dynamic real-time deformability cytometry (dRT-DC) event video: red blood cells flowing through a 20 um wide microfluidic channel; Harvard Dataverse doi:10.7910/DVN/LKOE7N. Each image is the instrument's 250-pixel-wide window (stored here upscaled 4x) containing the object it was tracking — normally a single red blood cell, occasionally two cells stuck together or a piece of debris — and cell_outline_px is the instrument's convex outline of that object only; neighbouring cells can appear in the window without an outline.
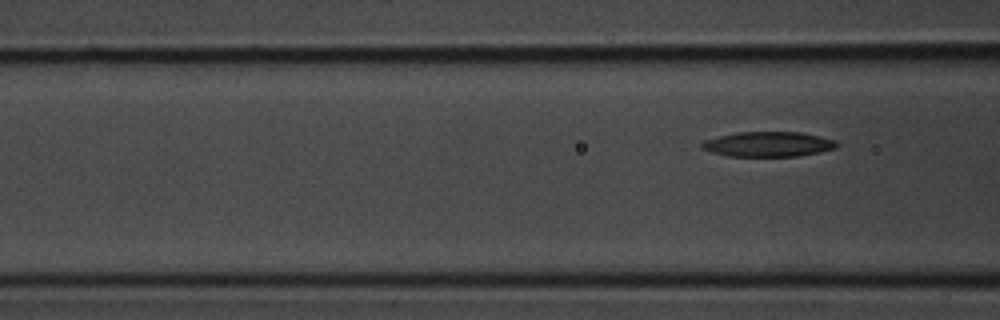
{"species": "common noctule bat (a hibernating species)", "species_latin": "Nyctalus noctula", "temperature_condition": "room temperature", "stored_images_in_passage": 6, "camera_frame_rate_fps": 3000, "um_per_image_px": 0.085, "animal": {"sex": "male", "body_mass_g": 20.1, "forearm_length_mm": 53.5}, "frame": {"image": 1, "passage_image": 6, "time_ms": 1.667, "image_size_px": [1000, 320], "cell_outline_px": [[840, 144], [836, 148], [820, 152], [800, 156], [728, 156], [712, 152], [700, 148], [700, 144], [704, 140], [736, 132], [800, 132], [820, 136], [836, 140]], "centroid_in_image_um": [65.32, 12.26], "position_along_channel_um": 101.3, "area_um2": 19.77}}